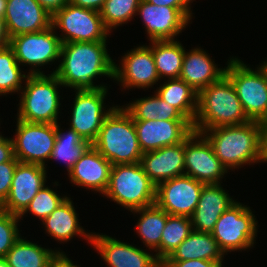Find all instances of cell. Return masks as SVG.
<instances>
[{"label": "cell", "mask_w": 267, "mask_h": 267, "mask_svg": "<svg viewBox=\"0 0 267 267\" xmlns=\"http://www.w3.org/2000/svg\"><path fill=\"white\" fill-rule=\"evenodd\" d=\"M184 149L185 141L158 150L144 152L140 163L145 174L155 185L185 175Z\"/></svg>", "instance_id": "22"}, {"label": "cell", "mask_w": 267, "mask_h": 267, "mask_svg": "<svg viewBox=\"0 0 267 267\" xmlns=\"http://www.w3.org/2000/svg\"><path fill=\"white\" fill-rule=\"evenodd\" d=\"M39 4L51 15L62 9L69 0H37Z\"/></svg>", "instance_id": "43"}, {"label": "cell", "mask_w": 267, "mask_h": 267, "mask_svg": "<svg viewBox=\"0 0 267 267\" xmlns=\"http://www.w3.org/2000/svg\"><path fill=\"white\" fill-rule=\"evenodd\" d=\"M23 70L10 46L0 50V96L7 97V94H18L21 91L29 75Z\"/></svg>", "instance_id": "33"}, {"label": "cell", "mask_w": 267, "mask_h": 267, "mask_svg": "<svg viewBox=\"0 0 267 267\" xmlns=\"http://www.w3.org/2000/svg\"><path fill=\"white\" fill-rule=\"evenodd\" d=\"M223 262L191 259L185 261H163L161 267H224Z\"/></svg>", "instance_id": "39"}, {"label": "cell", "mask_w": 267, "mask_h": 267, "mask_svg": "<svg viewBox=\"0 0 267 267\" xmlns=\"http://www.w3.org/2000/svg\"><path fill=\"white\" fill-rule=\"evenodd\" d=\"M139 218L135 225L137 235L150 252H156L155 256L160 261V241L169 214L162 208L153 204L148 207L131 211Z\"/></svg>", "instance_id": "28"}, {"label": "cell", "mask_w": 267, "mask_h": 267, "mask_svg": "<svg viewBox=\"0 0 267 267\" xmlns=\"http://www.w3.org/2000/svg\"><path fill=\"white\" fill-rule=\"evenodd\" d=\"M60 125L59 122L55 124L56 140L49 161L63 162L69 173L91 144L73 129L68 128L65 131Z\"/></svg>", "instance_id": "32"}, {"label": "cell", "mask_w": 267, "mask_h": 267, "mask_svg": "<svg viewBox=\"0 0 267 267\" xmlns=\"http://www.w3.org/2000/svg\"><path fill=\"white\" fill-rule=\"evenodd\" d=\"M155 66L160 80L179 79L182 70L185 47L177 40L151 41Z\"/></svg>", "instance_id": "30"}, {"label": "cell", "mask_w": 267, "mask_h": 267, "mask_svg": "<svg viewBox=\"0 0 267 267\" xmlns=\"http://www.w3.org/2000/svg\"><path fill=\"white\" fill-rule=\"evenodd\" d=\"M151 4L157 6H167L180 9L191 21L193 18V12L191 10V3L195 0H145Z\"/></svg>", "instance_id": "40"}, {"label": "cell", "mask_w": 267, "mask_h": 267, "mask_svg": "<svg viewBox=\"0 0 267 267\" xmlns=\"http://www.w3.org/2000/svg\"><path fill=\"white\" fill-rule=\"evenodd\" d=\"M260 66H261V68L265 71V73H266V75H267V58H266V60H264V61H262V62L260 63Z\"/></svg>", "instance_id": "48"}, {"label": "cell", "mask_w": 267, "mask_h": 267, "mask_svg": "<svg viewBox=\"0 0 267 267\" xmlns=\"http://www.w3.org/2000/svg\"><path fill=\"white\" fill-rule=\"evenodd\" d=\"M90 246L96 249L107 267H161L154 252L107 234L92 232Z\"/></svg>", "instance_id": "16"}, {"label": "cell", "mask_w": 267, "mask_h": 267, "mask_svg": "<svg viewBox=\"0 0 267 267\" xmlns=\"http://www.w3.org/2000/svg\"><path fill=\"white\" fill-rule=\"evenodd\" d=\"M51 186L44 185L33 197L29 206L19 216L20 220L29 213L43 221L49 216L67 197L68 195H59Z\"/></svg>", "instance_id": "36"}, {"label": "cell", "mask_w": 267, "mask_h": 267, "mask_svg": "<svg viewBox=\"0 0 267 267\" xmlns=\"http://www.w3.org/2000/svg\"><path fill=\"white\" fill-rule=\"evenodd\" d=\"M20 221L19 216L0 210V258H4L21 237Z\"/></svg>", "instance_id": "37"}, {"label": "cell", "mask_w": 267, "mask_h": 267, "mask_svg": "<svg viewBox=\"0 0 267 267\" xmlns=\"http://www.w3.org/2000/svg\"><path fill=\"white\" fill-rule=\"evenodd\" d=\"M105 1L106 0H69V3L74 6L100 12Z\"/></svg>", "instance_id": "42"}, {"label": "cell", "mask_w": 267, "mask_h": 267, "mask_svg": "<svg viewBox=\"0 0 267 267\" xmlns=\"http://www.w3.org/2000/svg\"><path fill=\"white\" fill-rule=\"evenodd\" d=\"M262 161L267 163V121L262 123Z\"/></svg>", "instance_id": "45"}, {"label": "cell", "mask_w": 267, "mask_h": 267, "mask_svg": "<svg viewBox=\"0 0 267 267\" xmlns=\"http://www.w3.org/2000/svg\"><path fill=\"white\" fill-rule=\"evenodd\" d=\"M47 166L18 162L9 195L0 210L20 216L33 197L46 185Z\"/></svg>", "instance_id": "17"}, {"label": "cell", "mask_w": 267, "mask_h": 267, "mask_svg": "<svg viewBox=\"0 0 267 267\" xmlns=\"http://www.w3.org/2000/svg\"><path fill=\"white\" fill-rule=\"evenodd\" d=\"M230 58V60H229ZM225 75L232 82L243 111L250 121H267V75L260 65L255 69L238 57H229Z\"/></svg>", "instance_id": "7"}, {"label": "cell", "mask_w": 267, "mask_h": 267, "mask_svg": "<svg viewBox=\"0 0 267 267\" xmlns=\"http://www.w3.org/2000/svg\"><path fill=\"white\" fill-rule=\"evenodd\" d=\"M0 267H9L7 261L4 258H0Z\"/></svg>", "instance_id": "49"}, {"label": "cell", "mask_w": 267, "mask_h": 267, "mask_svg": "<svg viewBox=\"0 0 267 267\" xmlns=\"http://www.w3.org/2000/svg\"><path fill=\"white\" fill-rule=\"evenodd\" d=\"M258 226L251 208L236 201L221 214L211 234L224 255H228L252 249L256 243Z\"/></svg>", "instance_id": "8"}, {"label": "cell", "mask_w": 267, "mask_h": 267, "mask_svg": "<svg viewBox=\"0 0 267 267\" xmlns=\"http://www.w3.org/2000/svg\"><path fill=\"white\" fill-rule=\"evenodd\" d=\"M72 199L68 196L49 216L41 223L45 229V234L55 241L67 243L76 236L84 238L87 243H91L92 232L86 231L79 222Z\"/></svg>", "instance_id": "25"}, {"label": "cell", "mask_w": 267, "mask_h": 267, "mask_svg": "<svg viewBox=\"0 0 267 267\" xmlns=\"http://www.w3.org/2000/svg\"><path fill=\"white\" fill-rule=\"evenodd\" d=\"M137 15L142 18L150 42L177 40V36L192 22L178 8L157 6L145 0H141Z\"/></svg>", "instance_id": "18"}, {"label": "cell", "mask_w": 267, "mask_h": 267, "mask_svg": "<svg viewBox=\"0 0 267 267\" xmlns=\"http://www.w3.org/2000/svg\"><path fill=\"white\" fill-rule=\"evenodd\" d=\"M108 41L63 43L59 65L50 74H55L63 88L69 90L108 87L107 83L94 82L103 76L114 79L115 61L108 53Z\"/></svg>", "instance_id": "1"}, {"label": "cell", "mask_w": 267, "mask_h": 267, "mask_svg": "<svg viewBox=\"0 0 267 267\" xmlns=\"http://www.w3.org/2000/svg\"><path fill=\"white\" fill-rule=\"evenodd\" d=\"M249 121L226 75L198 93L197 113L193 123L195 132L201 133L219 126L242 125Z\"/></svg>", "instance_id": "3"}, {"label": "cell", "mask_w": 267, "mask_h": 267, "mask_svg": "<svg viewBox=\"0 0 267 267\" xmlns=\"http://www.w3.org/2000/svg\"><path fill=\"white\" fill-rule=\"evenodd\" d=\"M62 256L68 254L60 249L42 247L21 235L4 259L9 267H53Z\"/></svg>", "instance_id": "26"}, {"label": "cell", "mask_w": 267, "mask_h": 267, "mask_svg": "<svg viewBox=\"0 0 267 267\" xmlns=\"http://www.w3.org/2000/svg\"><path fill=\"white\" fill-rule=\"evenodd\" d=\"M201 134L228 171L263 162L261 122L219 126L202 131Z\"/></svg>", "instance_id": "2"}, {"label": "cell", "mask_w": 267, "mask_h": 267, "mask_svg": "<svg viewBox=\"0 0 267 267\" xmlns=\"http://www.w3.org/2000/svg\"><path fill=\"white\" fill-rule=\"evenodd\" d=\"M92 146L112 164L139 163L143 152L132 117L117 104L104 119L99 134Z\"/></svg>", "instance_id": "4"}, {"label": "cell", "mask_w": 267, "mask_h": 267, "mask_svg": "<svg viewBox=\"0 0 267 267\" xmlns=\"http://www.w3.org/2000/svg\"><path fill=\"white\" fill-rule=\"evenodd\" d=\"M134 125L143 153L184 142L194 132L189 120L134 121Z\"/></svg>", "instance_id": "19"}, {"label": "cell", "mask_w": 267, "mask_h": 267, "mask_svg": "<svg viewBox=\"0 0 267 267\" xmlns=\"http://www.w3.org/2000/svg\"><path fill=\"white\" fill-rule=\"evenodd\" d=\"M134 121L146 120H188L177 109L162 100L154 90V95L136 98L122 105Z\"/></svg>", "instance_id": "31"}, {"label": "cell", "mask_w": 267, "mask_h": 267, "mask_svg": "<svg viewBox=\"0 0 267 267\" xmlns=\"http://www.w3.org/2000/svg\"><path fill=\"white\" fill-rule=\"evenodd\" d=\"M61 46V39L52 25L45 30L20 34L10 39L17 62L21 67H29V75L45 74L42 71L44 66L56 61L59 63Z\"/></svg>", "instance_id": "10"}, {"label": "cell", "mask_w": 267, "mask_h": 267, "mask_svg": "<svg viewBox=\"0 0 267 267\" xmlns=\"http://www.w3.org/2000/svg\"><path fill=\"white\" fill-rule=\"evenodd\" d=\"M18 162L19 161L14 157L11 161L0 163V206L9 195L14 171Z\"/></svg>", "instance_id": "38"}, {"label": "cell", "mask_w": 267, "mask_h": 267, "mask_svg": "<svg viewBox=\"0 0 267 267\" xmlns=\"http://www.w3.org/2000/svg\"><path fill=\"white\" fill-rule=\"evenodd\" d=\"M119 61V64L114 62L113 82L122 86L123 91L132 88L146 91L160 83L152 50L148 45L140 44L128 50Z\"/></svg>", "instance_id": "13"}, {"label": "cell", "mask_w": 267, "mask_h": 267, "mask_svg": "<svg viewBox=\"0 0 267 267\" xmlns=\"http://www.w3.org/2000/svg\"><path fill=\"white\" fill-rule=\"evenodd\" d=\"M109 87L95 89H74L69 128L77 132L91 145L98 137L104 119L117 105H105ZM108 106V108H107ZM107 109V110H106Z\"/></svg>", "instance_id": "9"}, {"label": "cell", "mask_w": 267, "mask_h": 267, "mask_svg": "<svg viewBox=\"0 0 267 267\" xmlns=\"http://www.w3.org/2000/svg\"><path fill=\"white\" fill-rule=\"evenodd\" d=\"M63 84L55 74L28 75L19 92L16 119L29 123L56 124L61 114ZM61 98V99H60Z\"/></svg>", "instance_id": "5"}, {"label": "cell", "mask_w": 267, "mask_h": 267, "mask_svg": "<svg viewBox=\"0 0 267 267\" xmlns=\"http://www.w3.org/2000/svg\"><path fill=\"white\" fill-rule=\"evenodd\" d=\"M140 2L141 0H106L100 11L106 29L112 33L117 27L133 20Z\"/></svg>", "instance_id": "35"}, {"label": "cell", "mask_w": 267, "mask_h": 267, "mask_svg": "<svg viewBox=\"0 0 267 267\" xmlns=\"http://www.w3.org/2000/svg\"><path fill=\"white\" fill-rule=\"evenodd\" d=\"M10 46V37L7 32L4 17H0V50Z\"/></svg>", "instance_id": "44"}, {"label": "cell", "mask_w": 267, "mask_h": 267, "mask_svg": "<svg viewBox=\"0 0 267 267\" xmlns=\"http://www.w3.org/2000/svg\"><path fill=\"white\" fill-rule=\"evenodd\" d=\"M15 123L17 127L11 137L15 158L22 163L46 167L56 140L55 124L29 123L19 119Z\"/></svg>", "instance_id": "12"}, {"label": "cell", "mask_w": 267, "mask_h": 267, "mask_svg": "<svg viewBox=\"0 0 267 267\" xmlns=\"http://www.w3.org/2000/svg\"><path fill=\"white\" fill-rule=\"evenodd\" d=\"M7 0H0V17H4Z\"/></svg>", "instance_id": "47"}, {"label": "cell", "mask_w": 267, "mask_h": 267, "mask_svg": "<svg viewBox=\"0 0 267 267\" xmlns=\"http://www.w3.org/2000/svg\"><path fill=\"white\" fill-rule=\"evenodd\" d=\"M191 48V50H185L179 79L199 93L211 83L220 80L225 75L226 66L220 68L211 59L209 53L201 47Z\"/></svg>", "instance_id": "24"}, {"label": "cell", "mask_w": 267, "mask_h": 267, "mask_svg": "<svg viewBox=\"0 0 267 267\" xmlns=\"http://www.w3.org/2000/svg\"><path fill=\"white\" fill-rule=\"evenodd\" d=\"M224 256L211 233L193 230L164 261L202 259L224 262Z\"/></svg>", "instance_id": "27"}, {"label": "cell", "mask_w": 267, "mask_h": 267, "mask_svg": "<svg viewBox=\"0 0 267 267\" xmlns=\"http://www.w3.org/2000/svg\"><path fill=\"white\" fill-rule=\"evenodd\" d=\"M111 168V162L91 145L67 176L77 187L103 195L109 184Z\"/></svg>", "instance_id": "21"}, {"label": "cell", "mask_w": 267, "mask_h": 267, "mask_svg": "<svg viewBox=\"0 0 267 267\" xmlns=\"http://www.w3.org/2000/svg\"><path fill=\"white\" fill-rule=\"evenodd\" d=\"M193 231L190 217L169 215L160 241V262L162 263Z\"/></svg>", "instance_id": "34"}, {"label": "cell", "mask_w": 267, "mask_h": 267, "mask_svg": "<svg viewBox=\"0 0 267 267\" xmlns=\"http://www.w3.org/2000/svg\"><path fill=\"white\" fill-rule=\"evenodd\" d=\"M4 20L10 39L51 26L52 15L37 0H7Z\"/></svg>", "instance_id": "20"}, {"label": "cell", "mask_w": 267, "mask_h": 267, "mask_svg": "<svg viewBox=\"0 0 267 267\" xmlns=\"http://www.w3.org/2000/svg\"><path fill=\"white\" fill-rule=\"evenodd\" d=\"M104 196L131 212L155 204L156 185L140 162L118 164L111 168Z\"/></svg>", "instance_id": "6"}, {"label": "cell", "mask_w": 267, "mask_h": 267, "mask_svg": "<svg viewBox=\"0 0 267 267\" xmlns=\"http://www.w3.org/2000/svg\"><path fill=\"white\" fill-rule=\"evenodd\" d=\"M15 157L12 139L7 136L0 138V163L11 161Z\"/></svg>", "instance_id": "41"}, {"label": "cell", "mask_w": 267, "mask_h": 267, "mask_svg": "<svg viewBox=\"0 0 267 267\" xmlns=\"http://www.w3.org/2000/svg\"><path fill=\"white\" fill-rule=\"evenodd\" d=\"M51 25L62 44L106 41L111 36L103 24L100 12L70 3L52 15ZM57 30L61 33L58 34Z\"/></svg>", "instance_id": "11"}, {"label": "cell", "mask_w": 267, "mask_h": 267, "mask_svg": "<svg viewBox=\"0 0 267 267\" xmlns=\"http://www.w3.org/2000/svg\"><path fill=\"white\" fill-rule=\"evenodd\" d=\"M222 186L221 184L203 186L197 206L190 217L193 230L211 233L221 214L237 201Z\"/></svg>", "instance_id": "23"}, {"label": "cell", "mask_w": 267, "mask_h": 267, "mask_svg": "<svg viewBox=\"0 0 267 267\" xmlns=\"http://www.w3.org/2000/svg\"><path fill=\"white\" fill-rule=\"evenodd\" d=\"M163 82L156 88L157 95L193 124L198 107V93L181 79H164Z\"/></svg>", "instance_id": "29"}, {"label": "cell", "mask_w": 267, "mask_h": 267, "mask_svg": "<svg viewBox=\"0 0 267 267\" xmlns=\"http://www.w3.org/2000/svg\"><path fill=\"white\" fill-rule=\"evenodd\" d=\"M53 267H81V265L78 266L68 256H62Z\"/></svg>", "instance_id": "46"}, {"label": "cell", "mask_w": 267, "mask_h": 267, "mask_svg": "<svg viewBox=\"0 0 267 267\" xmlns=\"http://www.w3.org/2000/svg\"><path fill=\"white\" fill-rule=\"evenodd\" d=\"M184 158L185 175L205 185L222 184L229 172L215 155L208 140L195 131L185 140Z\"/></svg>", "instance_id": "14"}, {"label": "cell", "mask_w": 267, "mask_h": 267, "mask_svg": "<svg viewBox=\"0 0 267 267\" xmlns=\"http://www.w3.org/2000/svg\"><path fill=\"white\" fill-rule=\"evenodd\" d=\"M204 185L188 175L162 181L156 185L155 204L169 215L191 217Z\"/></svg>", "instance_id": "15"}]
</instances>
